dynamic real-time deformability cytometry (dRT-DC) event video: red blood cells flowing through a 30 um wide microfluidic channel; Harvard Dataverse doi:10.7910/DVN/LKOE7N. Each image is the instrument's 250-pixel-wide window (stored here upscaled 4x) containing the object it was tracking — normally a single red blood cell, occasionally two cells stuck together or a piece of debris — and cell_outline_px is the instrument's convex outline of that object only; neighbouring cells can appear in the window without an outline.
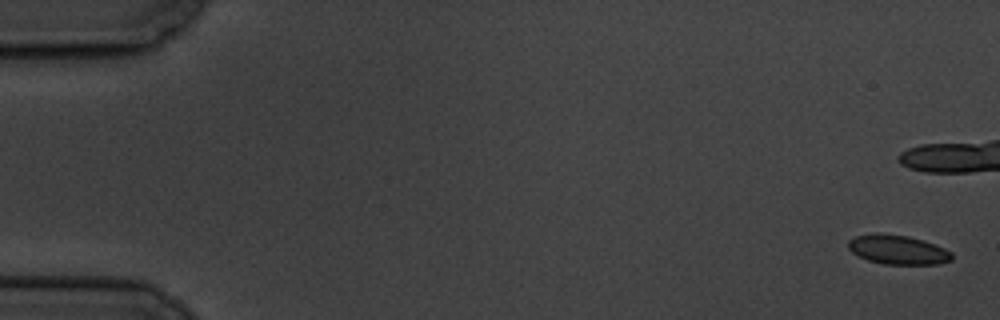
{"species": "common noctule bat (a hibernating species)", "species_latin": "Nyctalus noctula", "temperature_condition": "cold", "stored_images_in_passage": 8, "camera_frame_rate_fps": 3000, "um_per_image_px": 0.085, "animal": {"sex": "male", "body_mass_g": 19.5, "forearm_length_mm": 54.6}, "frame": {"image": 1, "passage_image": 1, "time_ms": 0.0, "image_size_px": [1000, 320], "cell_outline_px": [[952, 260], [936, 264], [884, 264], [868, 260], [852, 252], [848, 248], [848, 240], [856, 236], [872, 232], [880, 232], [908, 236], [924, 240], [944, 248], [952, 252]], "centroid_in_image_um": [76.3, 21.2], "position_along_channel_um": 8.7, "area_um2": 17.8}}